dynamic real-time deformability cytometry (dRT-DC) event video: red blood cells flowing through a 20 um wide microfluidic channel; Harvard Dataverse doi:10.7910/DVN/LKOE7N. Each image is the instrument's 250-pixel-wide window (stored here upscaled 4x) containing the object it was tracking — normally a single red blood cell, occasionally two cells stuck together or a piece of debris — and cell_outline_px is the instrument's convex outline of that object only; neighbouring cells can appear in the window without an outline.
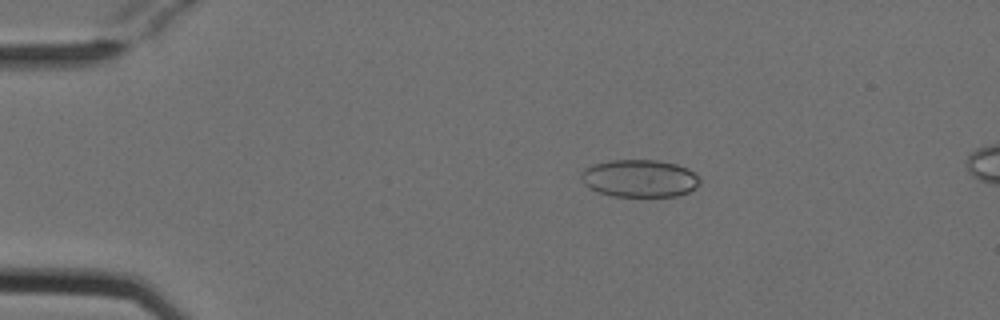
{"species": "Egyptian fruit bat (a non-hibernating species)", "species_latin": "Rousettus aegyptiacus", "temperature_condition": "cold", "stored_images_in_passage": 8, "camera_frame_rate_fps": 3000, "um_per_image_px": 0.085, "animal": {"sex": "female"}, "frame": {"image": 1, "passage_image": 2, "time_ms": 0.333, "image_size_px": [1000, 320], "cell_outline_px": [[700, 184], [696, 188], [688, 192], [676, 196], [612, 196], [588, 188], [584, 184], [580, 176], [580, 172], [584, 168], [592, 164], [612, 160], [656, 160], [676, 164], [688, 168], [700, 180]], "centroid_in_image_um": [54.34, 15.16], "position_along_channel_um": 30.7, "area_um2": 26.01}}
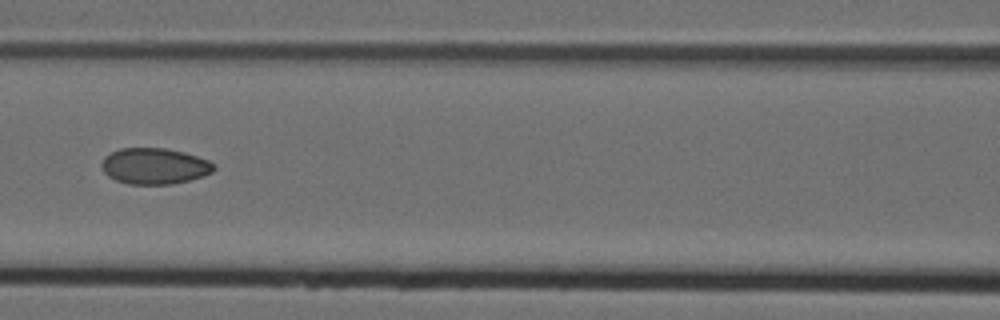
{"frame": {"image": 2, "passage_image": 6, "time_ms": 1.667, "image_size_px": [1000, 320], "cell_outline_px": [[216, 168], [212, 172], [204, 176], [172, 184], [128, 184], [116, 180], [108, 176], [104, 172], [100, 164], [104, 156], [120, 148], [164, 148], [184, 152], [208, 160], [216, 164]], "centroid_in_image_um": [13.13, 14.11], "position_along_channel_um": 153.5, "area_um2": 23.7}}
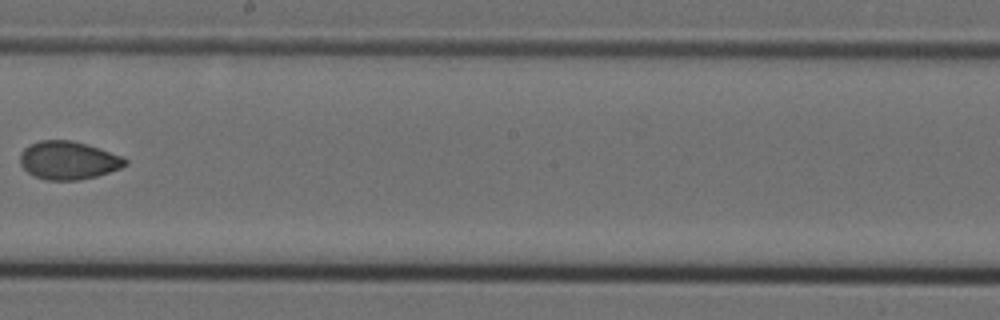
{"frame": {"image": 3, "passage_image": 8, "time_ms": 2.333, "image_size_px": [1000, 320], "cell_outline_px": [[128, 164], [120, 168], [96, 176], [80, 180], [48, 180], [36, 176], [28, 172], [20, 164], [20, 152], [28, 144], [40, 140], [72, 140], [88, 144], [124, 156], [128, 160]], "centroid_in_image_um": [5.82, 13.61], "position_along_channel_um": 242.4, "area_um2": 23.58}}